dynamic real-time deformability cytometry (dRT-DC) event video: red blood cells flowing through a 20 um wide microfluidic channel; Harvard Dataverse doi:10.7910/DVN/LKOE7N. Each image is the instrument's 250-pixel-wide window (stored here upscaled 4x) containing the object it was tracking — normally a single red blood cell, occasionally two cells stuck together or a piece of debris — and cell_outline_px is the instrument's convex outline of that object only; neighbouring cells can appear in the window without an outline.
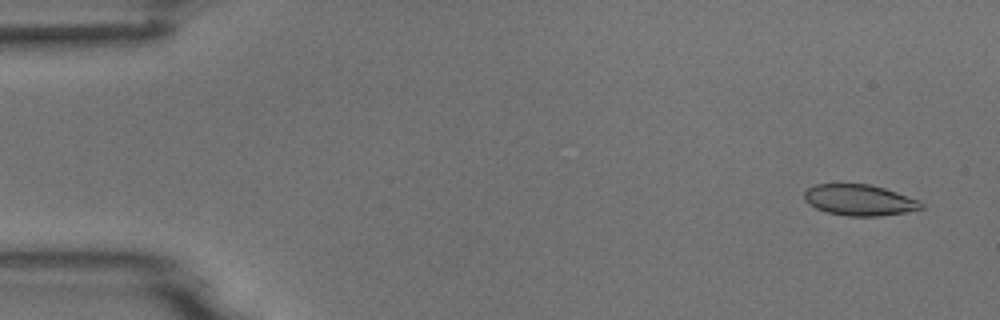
{"species": "common noctule bat (a hibernating species)", "species_latin": "Nyctalus noctula", "temperature_condition": "room temperature", "stored_images_in_passage": 5, "camera_frame_rate_fps": 3000, "um_per_image_px": 0.085, "animal": {"sex": "male", "body_mass_g": 18.8}, "frame": {"image": 1, "passage_image": 1, "time_ms": 0.0, "image_size_px": [1000, 320], "cell_outline_px": [[924, 208], [904, 212], [880, 216], [848, 216], [828, 212], [816, 208], [808, 204], [804, 200], [804, 192], [808, 188], [816, 184], [868, 184], [884, 188], [920, 200], [924, 204]], "centroid_in_image_um": [73.05, 17.0], "position_along_channel_um": 11.9, "area_um2": 21.1}}
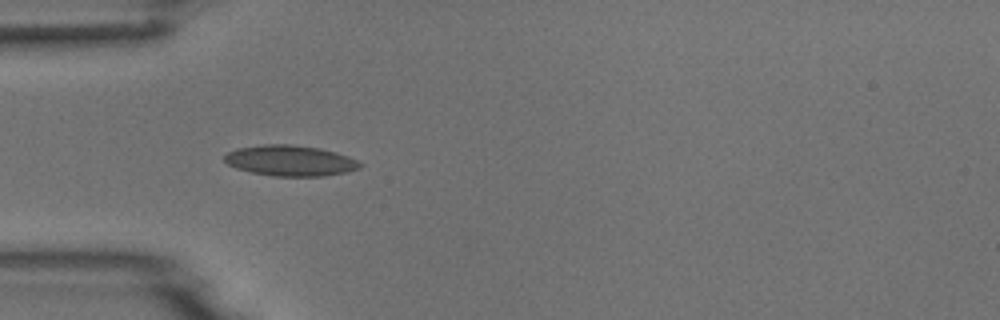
{"frame": {"image": 2, "passage_image": 4, "time_ms": 4.333, "image_size_px": [1000, 320], "cell_outline_px": [[364, 164], [360, 168], [348, 172], [324, 176], [272, 176], [252, 172], [236, 168], [228, 164], [224, 160], [224, 156], [228, 152], [236, 148], [264, 144], [292, 144], [320, 148], [336, 152], [348, 156]], "centroid_in_image_um": [24.69, 13.65], "position_along_channel_um": 60.3, "area_um2": 24.39}}